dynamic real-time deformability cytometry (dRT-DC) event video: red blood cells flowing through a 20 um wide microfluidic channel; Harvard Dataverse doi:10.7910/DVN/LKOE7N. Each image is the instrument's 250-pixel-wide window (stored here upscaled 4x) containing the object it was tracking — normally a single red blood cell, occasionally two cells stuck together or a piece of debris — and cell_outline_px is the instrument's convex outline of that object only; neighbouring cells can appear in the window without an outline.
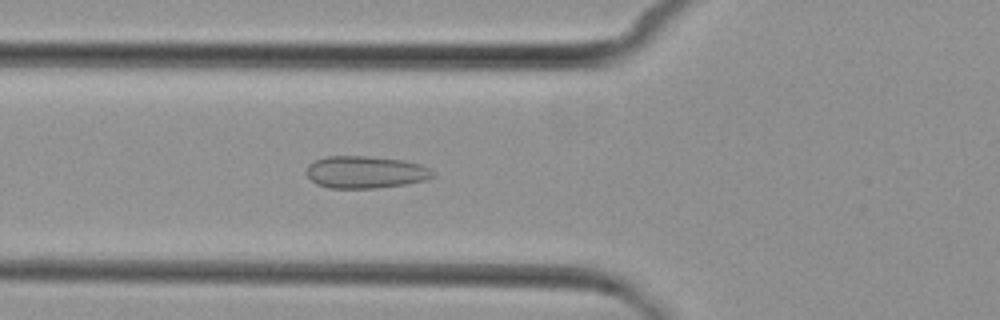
{"species": "common noctule bat (a hibernating species)", "species_latin": "Nyctalus noctula", "temperature_condition": "cold", "stored_images_in_passage": 5, "camera_frame_rate_fps": 3000, "um_per_image_px": 0.085, "animal": {"sex": "female", "body_mass_g": 29.2, "forearm_length_mm": 56.3}, "frame": {"image": 1, "passage_image": 5, "time_ms": 4.667, "image_size_px": [1000, 320], "cell_outline_px": [[436, 176], [424, 180], [404, 184], [376, 188], [328, 188], [316, 184], [308, 176], [308, 164], [316, 160], [328, 156], [368, 156], [400, 160], [420, 164], [432, 168], [436, 172]], "centroid_in_image_um": [31.1, 14.63], "position_along_channel_um": 94.7, "area_um2": 23.7}}